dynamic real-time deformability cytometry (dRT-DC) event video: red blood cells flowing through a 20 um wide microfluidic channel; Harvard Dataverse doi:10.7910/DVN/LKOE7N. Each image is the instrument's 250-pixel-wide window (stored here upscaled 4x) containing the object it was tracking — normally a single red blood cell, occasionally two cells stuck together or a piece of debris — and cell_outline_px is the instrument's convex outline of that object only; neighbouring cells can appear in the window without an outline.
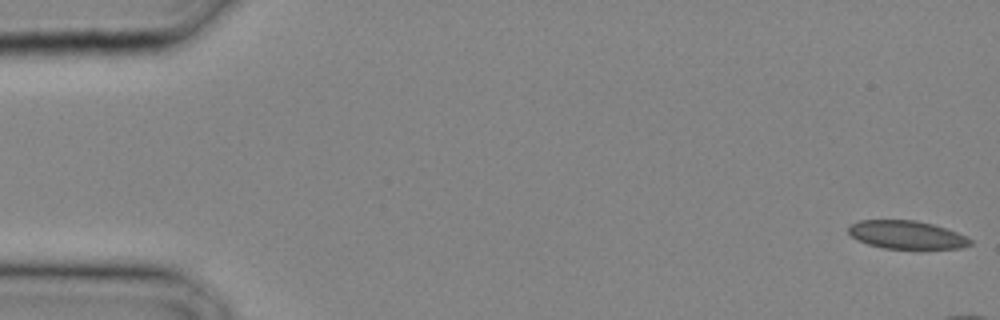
{"species": "common noctule bat (a hibernating species)", "species_latin": "Nyctalus noctula", "temperature_condition": "cold", "stored_images_in_passage": 6, "camera_frame_rate_fps": 3000, "um_per_image_px": 0.085, "animal": {"sex": "male", "body_mass_g": 20.4}, "frame": {"image": 1, "passage_image": 1, "time_ms": 0.0, "image_size_px": [1000, 320], "cell_outline_px": [[972, 244], [960, 248], [884, 248], [868, 244], [856, 240], [848, 232], [848, 228], [852, 224], [860, 220], [916, 220], [932, 224], [956, 232], [972, 240]], "centroid_in_image_um": [77.03, 19.95], "position_along_channel_um": 8.0, "area_um2": 19.71}}